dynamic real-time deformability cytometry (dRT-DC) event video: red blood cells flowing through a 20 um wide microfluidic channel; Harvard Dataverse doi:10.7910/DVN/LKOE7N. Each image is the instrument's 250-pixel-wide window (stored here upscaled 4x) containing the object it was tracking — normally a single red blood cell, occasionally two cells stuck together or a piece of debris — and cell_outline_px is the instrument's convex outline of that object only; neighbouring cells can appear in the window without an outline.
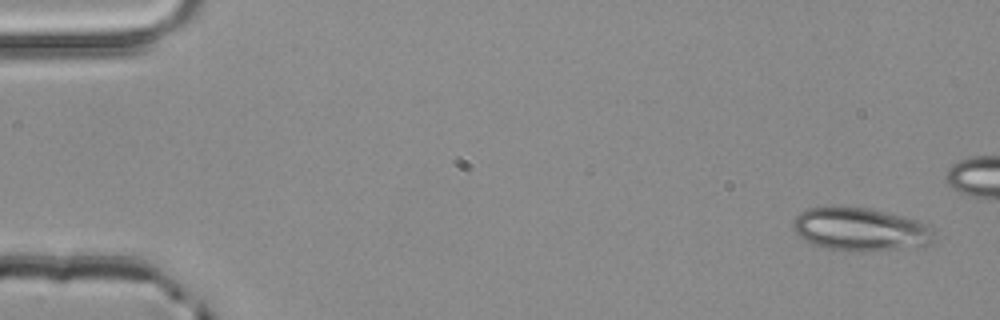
{"species": "common noctule bat (a hibernating species)", "species_latin": "Nyctalus noctula", "temperature_condition": "room temperature", "stored_images_in_passage": 5, "camera_frame_rate_fps": 3000, "um_per_image_px": 0.085, "animal": {"sex": "male", "body_mass_g": 20.4}, "frame": {"image": 1, "passage_image": 1, "time_ms": 0.0, "image_size_px": [1000, 320], "cell_outline_px": [[936, 240], [932, 244], [904, 248], [860, 252], [856, 252], [824, 248], [812, 244], [804, 240], [792, 228], [792, 220], [800, 212], [808, 208], [868, 208], [904, 216], [928, 224], [936, 232]], "centroid_in_image_um": [73.18, 19.52], "position_along_channel_um": 11.8, "area_um2": 35.66}}